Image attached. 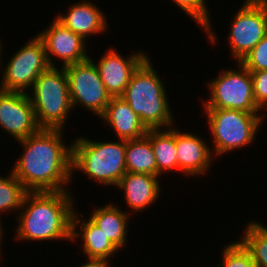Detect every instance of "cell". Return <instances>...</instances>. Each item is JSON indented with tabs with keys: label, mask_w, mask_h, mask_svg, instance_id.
Masks as SVG:
<instances>
[{
	"label": "cell",
	"mask_w": 267,
	"mask_h": 267,
	"mask_svg": "<svg viewBox=\"0 0 267 267\" xmlns=\"http://www.w3.org/2000/svg\"><path fill=\"white\" fill-rule=\"evenodd\" d=\"M64 131L40 128L17 141L23 152L11 170L28 192L72 191L73 145L64 142Z\"/></svg>",
	"instance_id": "1"
},
{
	"label": "cell",
	"mask_w": 267,
	"mask_h": 267,
	"mask_svg": "<svg viewBox=\"0 0 267 267\" xmlns=\"http://www.w3.org/2000/svg\"><path fill=\"white\" fill-rule=\"evenodd\" d=\"M72 194L71 191L27 192L15 216V240L71 242L72 215L77 203Z\"/></svg>",
	"instance_id": "2"
},
{
	"label": "cell",
	"mask_w": 267,
	"mask_h": 267,
	"mask_svg": "<svg viewBox=\"0 0 267 267\" xmlns=\"http://www.w3.org/2000/svg\"><path fill=\"white\" fill-rule=\"evenodd\" d=\"M162 80L149 56L134 72L121 96L147 129H167L176 125L166 82Z\"/></svg>",
	"instance_id": "3"
},
{
	"label": "cell",
	"mask_w": 267,
	"mask_h": 267,
	"mask_svg": "<svg viewBox=\"0 0 267 267\" xmlns=\"http://www.w3.org/2000/svg\"><path fill=\"white\" fill-rule=\"evenodd\" d=\"M72 182L75 171L102 187L115 188L126 173V140H90L81 135L72 140Z\"/></svg>",
	"instance_id": "4"
},
{
	"label": "cell",
	"mask_w": 267,
	"mask_h": 267,
	"mask_svg": "<svg viewBox=\"0 0 267 267\" xmlns=\"http://www.w3.org/2000/svg\"><path fill=\"white\" fill-rule=\"evenodd\" d=\"M211 137V149L215 156L224 157L237 149L247 148L256 142L261 132L262 113H246L239 110L203 108ZM252 143V144H251Z\"/></svg>",
	"instance_id": "5"
},
{
	"label": "cell",
	"mask_w": 267,
	"mask_h": 267,
	"mask_svg": "<svg viewBox=\"0 0 267 267\" xmlns=\"http://www.w3.org/2000/svg\"><path fill=\"white\" fill-rule=\"evenodd\" d=\"M59 68V69H58ZM40 128L63 129L73 111L67 74L63 67H49L27 91Z\"/></svg>",
	"instance_id": "6"
},
{
	"label": "cell",
	"mask_w": 267,
	"mask_h": 267,
	"mask_svg": "<svg viewBox=\"0 0 267 267\" xmlns=\"http://www.w3.org/2000/svg\"><path fill=\"white\" fill-rule=\"evenodd\" d=\"M236 68H223L209 80V97L202 100L203 108L239 110L246 113H261L254 97L251 72L240 62ZM209 98V99H208Z\"/></svg>",
	"instance_id": "7"
},
{
	"label": "cell",
	"mask_w": 267,
	"mask_h": 267,
	"mask_svg": "<svg viewBox=\"0 0 267 267\" xmlns=\"http://www.w3.org/2000/svg\"><path fill=\"white\" fill-rule=\"evenodd\" d=\"M25 43L8 57L6 64L0 65V90L27 93L36 78L50 67L44 43L37 34Z\"/></svg>",
	"instance_id": "8"
},
{
	"label": "cell",
	"mask_w": 267,
	"mask_h": 267,
	"mask_svg": "<svg viewBox=\"0 0 267 267\" xmlns=\"http://www.w3.org/2000/svg\"><path fill=\"white\" fill-rule=\"evenodd\" d=\"M232 15L227 46L235 63L240 62L267 34V6L261 0H244Z\"/></svg>",
	"instance_id": "9"
},
{
	"label": "cell",
	"mask_w": 267,
	"mask_h": 267,
	"mask_svg": "<svg viewBox=\"0 0 267 267\" xmlns=\"http://www.w3.org/2000/svg\"><path fill=\"white\" fill-rule=\"evenodd\" d=\"M91 57L84 62L70 64L65 67L68 78L70 100L73 108L81 106L85 111L101 117L111 100L98 68Z\"/></svg>",
	"instance_id": "10"
},
{
	"label": "cell",
	"mask_w": 267,
	"mask_h": 267,
	"mask_svg": "<svg viewBox=\"0 0 267 267\" xmlns=\"http://www.w3.org/2000/svg\"><path fill=\"white\" fill-rule=\"evenodd\" d=\"M49 22V25L38 32L37 36L44 43L50 67H59L60 63H63L60 67H65L70 64L84 62L90 58L88 54L90 52H87L88 48H86L89 43L86 40L66 28L56 18ZM55 58H57L59 64H56Z\"/></svg>",
	"instance_id": "11"
},
{
	"label": "cell",
	"mask_w": 267,
	"mask_h": 267,
	"mask_svg": "<svg viewBox=\"0 0 267 267\" xmlns=\"http://www.w3.org/2000/svg\"><path fill=\"white\" fill-rule=\"evenodd\" d=\"M0 127L16 141L40 129L27 93L0 90Z\"/></svg>",
	"instance_id": "12"
},
{
	"label": "cell",
	"mask_w": 267,
	"mask_h": 267,
	"mask_svg": "<svg viewBox=\"0 0 267 267\" xmlns=\"http://www.w3.org/2000/svg\"><path fill=\"white\" fill-rule=\"evenodd\" d=\"M105 51L93 62L111 97H121L134 72L149 56L143 50H135L128 56H123L115 47Z\"/></svg>",
	"instance_id": "13"
},
{
	"label": "cell",
	"mask_w": 267,
	"mask_h": 267,
	"mask_svg": "<svg viewBox=\"0 0 267 267\" xmlns=\"http://www.w3.org/2000/svg\"><path fill=\"white\" fill-rule=\"evenodd\" d=\"M175 125V146L178 159V173L187 177H202L209 173L216 159L203 135L182 131ZM208 142V143H207ZM202 175V176H201Z\"/></svg>",
	"instance_id": "14"
},
{
	"label": "cell",
	"mask_w": 267,
	"mask_h": 267,
	"mask_svg": "<svg viewBox=\"0 0 267 267\" xmlns=\"http://www.w3.org/2000/svg\"><path fill=\"white\" fill-rule=\"evenodd\" d=\"M84 216L75 208L72 215V244L80 239L78 242V244L81 243L79 255H85L86 260L104 261L112 264L113 260L110 261V259L115 258L120 250L108 239L100 227Z\"/></svg>",
	"instance_id": "15"
},
{
	"label": "cell",
	"mask_w": 267,
	"mask_h": 267,
	"mask_svg": "<svg viewBox=\"0 0 267 267\" xmlns=\"http://www.w3.org/2000/svg\"><path fill=\"white\" fill-rule=\"evenodd\" d=\"M67 13L60 12L55 18L66 28L72 30L84 40L89 42L91 36L101 35L108 30L107 16L93 1L81 0L72 2ZM102 10V11H101ZM106 16V17H105Z\"/></svg>",
	"instance_id": "16"
},
{
	"label": "cell",
	"mask_w": 267,
	"mask_h": 267,
	"mask_svg": "<svg viewBox=\"0 0 267 267\" xmlns=\"http://www.w3.org/2000/svg\"><path fill=\"white\" fill-rule=\"evenodd\" d=\"M161 184L158 176L126 172L116 189L122 190L123 200L127 204L126 208L130 209V214L137 215L139 212L143 213L146 208H151L157 200L160 201V193L163 191Z\"/></svg>",
	"instance_id": "17"
},
{
	"label": "cell",
	"mask_w": 267,
	"mask_h": 267,
	"mask_svg": "<svg viewBox=\"0 0 267 267\" xmlns=\"http://www.w3.org/2000/svg\"><path fill=\"white\" fill-rule=\"evenodd\" d=\"M99 119L109 126L116 139L117 137L122 140L139 139L148 131L140 117L122 97H112Z\"/></svg>",
	"instance_id": "18"
},
{
	"label": "cell",
	"mask_w": 267,
	"mask_h": 267,
	"mask_svg": "<svg viewBox=\"0 0 267 267\" xmlns=\"http://www.w3.org/2000/svg\"><path fill=\"white\" fill-rule=\"evenodd\" d=\"M118 203H106V205L94 207L88 218L95 223L108 239L120 250L129 244L128 226L132 219L130 213L121 209ZM128 241V242H127Z\"/></svg>",
	"instance_id": "19"
},
{
	"label": "cell",
	"mask_w": 267,
	"mask_h": 267,
	"mask_svg": "<svg viewBox=\"0 0 267 267\" xmlns=\"http://www.w3.org/2000/svg\"><path fill=\"white\" fill-rule=\"evenodd\" d=\"M146 136L151 141L157 163V176L178 172V159L175 146V126L167 129H148Z\"/></svg>",
	"instance_id": "20"
},
{
	"label": "cell",
	"mask_w": 267,
	"mask_h": 267,
	"mask_svg": "<svg viewBox=\"0 0 267 267\" xmlns=\"http://www.w3.org/2000/svg\"><path fill=\"white\" fill-rule=\"evenodd\" d=\"M126 172L145 173L157 176V163L150 139L145 135L139 139L126 140Z\"/></svg>",
	"instance_id": "21"
},
{
	"label": "cell",
	"mask_w": 267,
	"mask_h": 267,
	"mask_svg": "<svg viewBox=\"0 0 267 267\" xmlns=\"http://www.w3.org/2000/svg\"><path fill=\"white\" fill-rule=\"evenodd\" d=\"M242 233L238 240L251 253L255 264L267 267V226L254 219L245 224Z\"/></svg>",
	"instance_id": "22"
},
{
	"label": "cell",
	"mask_w": 267,
	"mask_h": 267,
	"mask_svg": "<svg viewBox=\"0 0 267 267\" xmlns=\"http://www.w3.org/2000/svg\"><path fill=\"white\" fill-rule=\"evenodd\" d=\"M7 172L8 176L0 175V222H3L2 216L9 212L16 213L23 204L27 190L23 184L14 176L11 169ZM3 214V215H2Z\"/></svg>",
	"instance_id": "23"
},
{
	"label": "cell",
	"mask_w": 267,
	"mask_h": 267,
	"mask_svg": "<svg viewBox=\"0 0 267 267\" xmlns=\"http://www.w3.org/2000/svg\"><path fill=\"white\" fill-rule=\"evenodd\" d=\"M172 4L176 5L182 12H185V15L190 17L198 24V28H201L203 34L208 38V42L215 45L218 42L217 33L212 26V19L210 15V8L207 5L208 1L206 0H171ZM174 2V3H173ZM209 8V9H208Z\"/></svg>",
	"instance_id": "24"
},
{
	"label": "cell",
	"mask_w": 267,
	"mask_h": 267,
	"mask_svg": "<svg viewBox=\"0 0 267 267\" xmlns=\"http://www.w3.org/2000/svg\"><path fill=\"white\" fill-rule=\"evenodd\" d=\"M222 248V255L220 254L222 261L216 267H258L251 253L239 240L230 241Z\"/></svg>",
	"instance_id": "25"
},
{
	"label": "cell",
	"mask_w": 267,
	"mask_h": 267,
	"mask_svg": "<svg viewBox=\"0 0 267 267\" xmlns=\"http://www.w3.org/2000/svg\"><path fill=\"white\" fill-rule=\"evenodd\" d=\"M248 71L267 70V34L240 61Z\"/></svg>",
	"instance_id": "26"
},
{
	"label": "cell",
	"mask_w": 267,
	"mask_h": 267,
	"mask_svg": "<svg viewBox=\"0 0 267 267\" xmlns=\"http://www.w3.org/2000/svg\"><path fill=\"white\" fill-rule=\"evenodd\" d=\"M257 107L262 111L267 106V70L250 71Z\"/></svg>",
	"instance_id": "27"
},
{
	"label": "cell",
	"mask_w": 267,
	"mask_h": 267,
	"mask_svg": "<svg viewBox=\"0 0 267 267\" xmlns=\"http://www.w3.org/2000/svg\"><path fill=\"white\" fill-rule=\"evenodd\" d=\"M77 267H111V264L104 261L85 260V263L78 264Z\"/></svg>",
	"instance_id": "28"
},
{
	"label": "cell",
	"mask_w": 267,
	"mask_h": 267,
	"mask_svg": "<svg viewBox=\"0 0 267 267\" xmlns=\"http://www.w3.org/2000/svg\"><path fill=\"white\" fill-rule=\"evenodd\" d=\"M4 223H1L0 222V259H3V252H2V249L1 248H3V246H5V245H3V243L2 242H4V241H2V240H5L4 239V237H5V230H4V225H3ZM4 232V233H3Z\"/></svg>",
	"instance_id": "29"
},
{
	"label": "cell",
	"mask_w": 267,
	"mask_h": 267,
	"mask_svg": "<svg viewBox=\"0 0 267 267\" xmlns=\"http://www.w3.org/2000/svg\"><path fill=\"white\" fill-rule=\"evenodd\" d=\"M2 46H4L3 45V43H2V40H1V38H0V65L3 63H6L5 61H3L2 59H3V56H2V54L4 53V51L2 50L3 49V47ZM2 56V57H1Z\"/></svg>",
	"instance_id": "30"
},
{
	"label": "cell",
	"mask_w": 267,
	"mask_h": 267,
	"mask_svg": "<svg viewBox=\"0 0 267 267\" xmlns=\"http://www.w3.org/2000/svg\"><path fill=\"white\" fill-rule=\"evenodd\" d=\"M261 112H263V114H261V116H262V122H264V120H266V112H267V106L261 111ZM265 118V119H264Z\"/></svg>",
	"instance_id": "31"
},
{
	"label": "cell",
	"mask_w": 267,
	"mask_h": 267,
	"mask_svg": "<svg viewBox=\"0 0 267 267\" xmlns=\"http://www.w3.org/2000/svg\"><path fill=\"white\" fill-rule=\"evenodd\" d=\"M267 6V0H261Z\"/></svg>",
	"instance_id": "32"
}]
</instances>
